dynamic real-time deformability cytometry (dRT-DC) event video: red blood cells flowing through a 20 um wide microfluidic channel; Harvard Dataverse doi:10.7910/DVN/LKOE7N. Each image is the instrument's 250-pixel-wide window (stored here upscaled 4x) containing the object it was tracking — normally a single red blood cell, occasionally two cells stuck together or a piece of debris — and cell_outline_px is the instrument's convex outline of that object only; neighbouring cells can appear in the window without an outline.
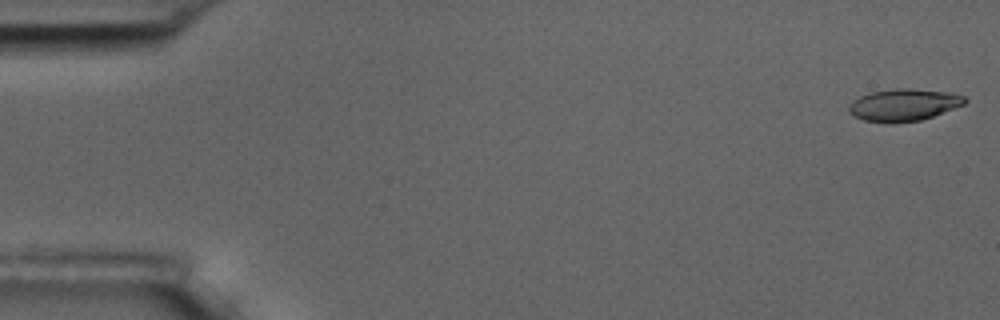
{"species": "common noctule bat (a hibernating species)", "species_latin": "Nyctalus noctula", "temperature_condition": "room temperature", "stored_images_in_passage": 15, "camera_frame_rate_fps": 3000, "um_per_image_px": 0.085, "animal": {"sex": "male", "body_mass_g": 17.5, "forearm_length_mm": 52.3}, "frame": {"image": 1, "passage_image": 1, "time_ms": 0.0, "image_size_px": [1000, 320], "cell_outline_px": [[968, 100], [964, 104], [932, 116], [920, 120], [892, 124], [864, 120], [848, 112], [848, 104], [852, 100], [860, 96], [872, 92], [896, 88], [912, 88], [952, 92], [964, 96]], "centroid_in_image_um": [76.8, 8.91], "position_along_channel_um": 8.2, "area_um2": 21.85}}
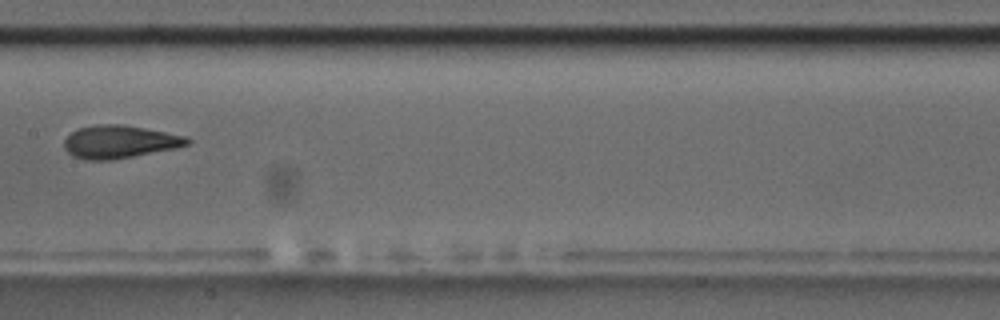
{"frame": {"image": 2, "passage_image": 8, "time_ms": 9.0, "image_size_px": [1000, 320], "cell_outline_px": [[192, 140], [188, 144], [176, 148], [112, 160], [84, 160], [72, 156], [64, 148], [64, 140], [72, 132], [80, 128], [96, 124], [120, 124], [144, 128], [188, 136]], "centroid_in_image_um": [10.16, 12.06], "position_along_channel_um": 197.2, "area_um2": 23.58}}
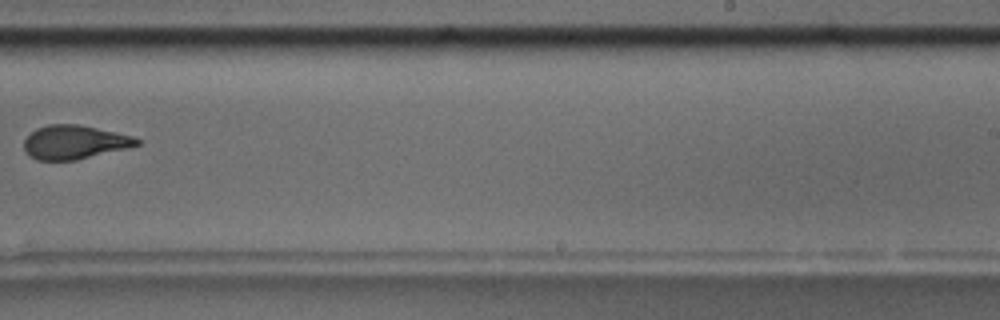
{"frame": {"image": 3, "passage_image": 10, "time_ms": 11.333, "image_size_px": [1000, 320], "cell_outline_px": [[144, 140], [140, 144], [128, 148], [76, 160], [36, 160], [28, 156], [24, 152], [24, 140], [36, 128], [48, 124], [76, 124], [116, 132], [132, 136]], "centroid_in_image_um": [6.33, 12.09], "position_along_channel_um": 282.7, "area_um2": 22.37}, "authors_computed_cell_mechanics": {"area_um2": 22.9466, "velocity_mm_per_s": 3.6695, "shape_relaxation_time_tau1_ms": 3.1009, "shape_relaxation_time_tau2_ms": 1.2572, "deformation_change_tau1": 0.1345, "deformation_change_tau2": 0.0626}}